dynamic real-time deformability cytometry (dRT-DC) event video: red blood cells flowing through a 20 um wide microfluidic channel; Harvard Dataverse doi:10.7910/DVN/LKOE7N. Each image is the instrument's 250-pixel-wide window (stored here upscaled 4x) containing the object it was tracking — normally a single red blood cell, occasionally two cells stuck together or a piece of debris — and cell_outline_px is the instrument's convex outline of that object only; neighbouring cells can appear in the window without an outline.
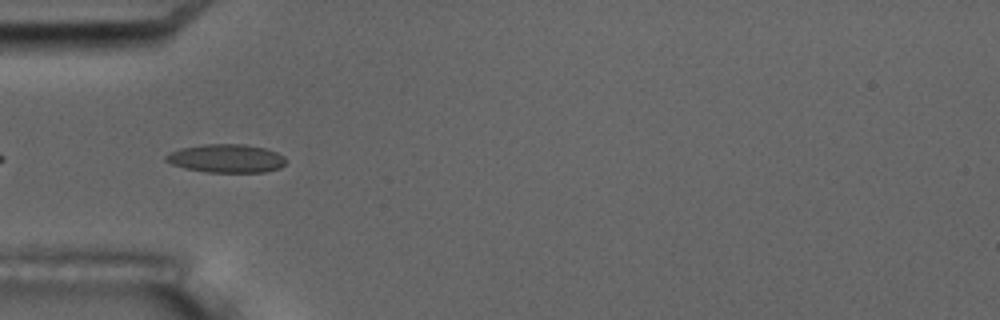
{"species": "common noctule bat (a hibernating species)", "species_latin": "Nyctalus noctula", "temperature_condition": "room temperature", "stored_images_in_passage": 4, "camera_frame_rate_fps": 3000, "um_per_image_px": 0.085, "animal": {"sex": "male", "body_mass_g": 17.5, "forearm_length_mm": 52.3}, "frame": {"image": 1, "passage_image": 3, "time_ms": 3.0, "image_size_px": [1000, 320], "cell_outline_px": [[288, 160], [280, 168], [264, 172], [208, 172], [184, 168], [172, 164], [164, 160], [164, 156], [180, 148], [204, 144], [244, 144], [264, 148], [276, 152], [284, 156]], "centroid_in_image_um": [19.25, 13.46], "position_along_channel_um": 65.8, "area_um2": 19.88}}